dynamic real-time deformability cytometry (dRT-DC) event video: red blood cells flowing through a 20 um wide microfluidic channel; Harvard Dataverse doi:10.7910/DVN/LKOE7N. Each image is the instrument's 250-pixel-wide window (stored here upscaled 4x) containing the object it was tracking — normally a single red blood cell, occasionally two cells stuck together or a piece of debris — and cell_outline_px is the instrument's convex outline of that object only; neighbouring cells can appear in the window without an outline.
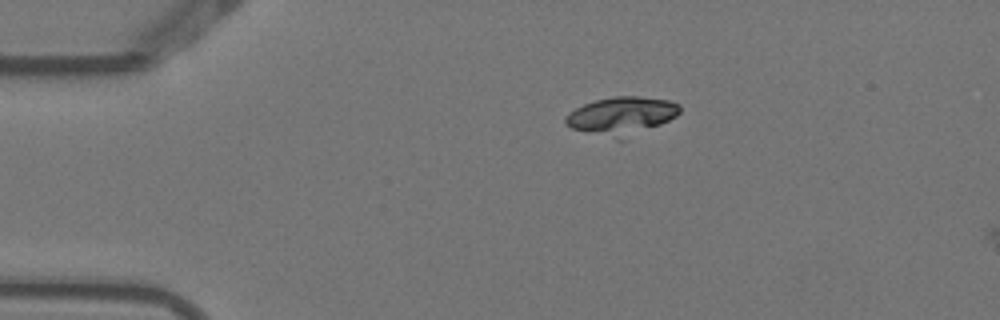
{"species": "Egyptian fruit bat (a non-hibernating species)", "species_latin": "Rousettus aegyptiacus", "temperature_condition": "warm", "stored_images_in_passage": 2, "camera_frame_rate_fps": 3000, "um_per_image_px": 0.085, "animal": {"sex": "female"}, "frame": {"image": 1, "passage_image": 1, "time_ms": 0.0, "image_size_px": [1000, 320], "cell_outline_px": [[680, 112], [676, 116], [660, 124], [624, 140], [616, 140], [572, 128], [564, 124], [564, 116], [576, 108], [584, 104], [596, 100], [612, 96], [640, 96], [668, 100], [680, 104]], "centroid_in_image_um": [52.82, 9.85], "position_along_channel_um": 32.2, "area_um2": 25.37}}